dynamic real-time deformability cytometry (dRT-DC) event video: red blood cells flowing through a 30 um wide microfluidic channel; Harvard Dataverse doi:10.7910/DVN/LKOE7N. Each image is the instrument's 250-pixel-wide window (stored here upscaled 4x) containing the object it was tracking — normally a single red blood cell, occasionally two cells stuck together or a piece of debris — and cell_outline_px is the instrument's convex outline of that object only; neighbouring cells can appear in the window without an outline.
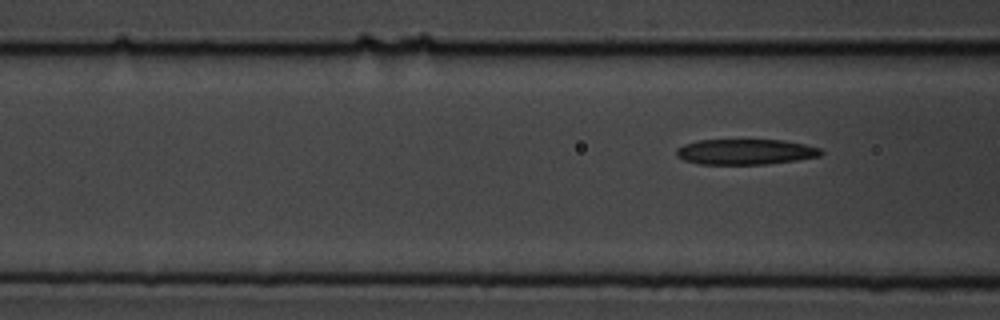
{"species": "common noctule bat (a hibernating species)", "species_latin": "Nyctalus noctula", "temperature_condition": "cold", "stored_images_in_passage": 6, "segment_of_instrument_passage": [2, 2], "camera_frame_rate_fps": 3000, "um_per_image_px": 0.085, "animal": {"sex": "male", "body_mass_g": 19.5, "forearm_length_mm": 54.6}, "frame": {"image": 1, "passage_image": 6, "time_ms": 5.333, "image_size_px": [1000, 320], "cell_outline_px": [[824, 152], [820, 156], [796, 160], [764, 164], [700, 164], [684, 160], [676, 156], [676, 148], [684, 144], [696, 140], [784, 140], [804, 144], [820, 148]], "centroid_in_image_um": [63.34, 12.9], "position_along_channel_um": 103.3, "area_um2": 21.5}}